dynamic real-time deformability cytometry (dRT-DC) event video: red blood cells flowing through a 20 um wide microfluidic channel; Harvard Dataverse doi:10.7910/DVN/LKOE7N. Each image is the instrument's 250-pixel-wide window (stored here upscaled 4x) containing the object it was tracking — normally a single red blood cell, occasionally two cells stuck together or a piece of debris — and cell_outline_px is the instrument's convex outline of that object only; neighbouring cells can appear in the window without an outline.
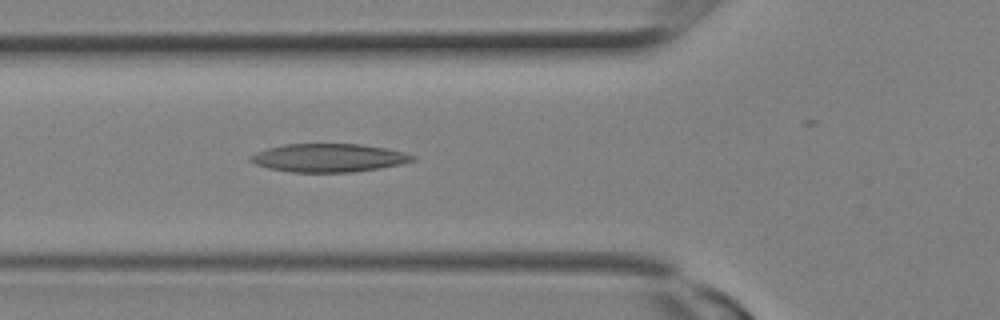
{"species": "Egyptian fruit bat (a non-hibernating species)", "species_latin": "Rousettus aegyptiacus", "temperature_condition": "room temperature", "stored_images_in_passage": 9, "camera_frame_rate_fps": 3000, "um_per_image_px": 0.085, "animal": {"sex": "female"}, "frame": {"image": 1, "passage_image": 9, "time_ms": 2.667, "image_size_px": [1000, 320], "cell_outline_px": [[416, 160], [400, 164], [380, 168], [352, 172], [292, 172], [268, 168], [256, 164], [248, 160], [248, 156], [256, 152], [268, 148], [284, 144], [360, 144], [384, 148], [404, 152], [416, 156]], "centroid_in_image_um": [27.92, 13.41], "position_along_channel_um": 97.9, "area_um2": 26.7}}